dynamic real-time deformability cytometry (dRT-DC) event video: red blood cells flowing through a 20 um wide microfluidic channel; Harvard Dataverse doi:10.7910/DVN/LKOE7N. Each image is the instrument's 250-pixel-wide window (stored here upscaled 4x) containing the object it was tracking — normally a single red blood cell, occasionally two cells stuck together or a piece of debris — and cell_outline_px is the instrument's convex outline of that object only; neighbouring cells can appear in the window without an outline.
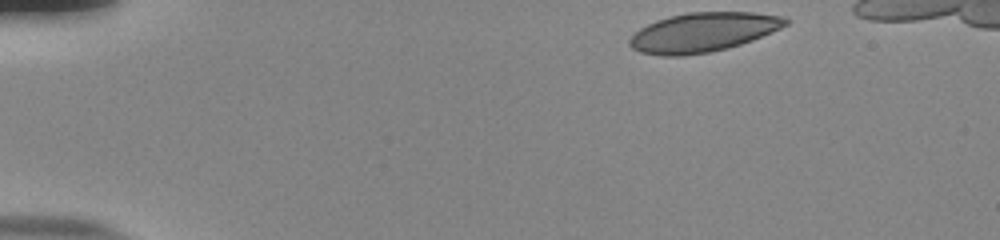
{"species": "human", "species_latin": "Homo sapiens", "temperature_condition": "room temperature", "stored_images_in_passage": 41, "camera_frame_rate_fps": 3000, "um_per_image_px": 0.085, "donor": {"sex": "male"}, "frame": {"image": 1, "passage_image": 1, "time_ms": 0.0, "image_size_px": [1000, 240], "cell_outline_px": [[788, 24], [780, 28], [752, 40], [728, 48], [708, 52], [684, 56], [664, 56], [640, 52], [632, 48], [628, 44], [628, 40], [640, 28], [656, 20], [668, 16], [688, 12], [752, 12], [784, 16], [788, 20]], "centroid_in_image_um": [59.74, 2.74], "position_along_channel_um": 25.3, "area_um2": 35.66}}
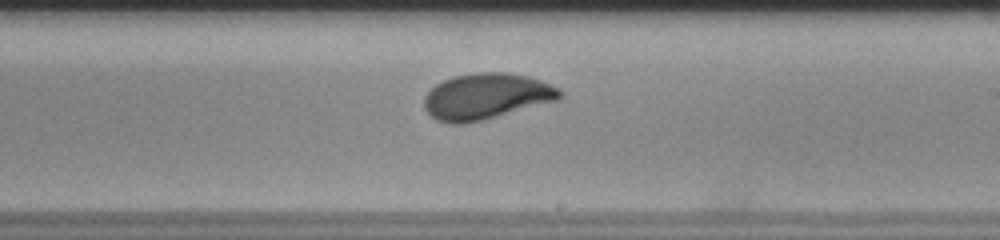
{"frame": {"image": 2, "passage_image": 26, "time_ms": 8.333, "image_size_px": [1000, 240], "cell_outline_px": [[564, 96], [556, 100], [480, 120], [464, 124], [452, 124], [436, 120], [424, 108], [424, 96], [436, 84], [444, 80], [456, 76], [480, 72], [504, 72], [528, 76], [540, 80], [560, 88], [564, 92]], "centroid_in_image_um": [41.33, 8.18], "position_along_channel_um": 247.7, "area_um2": 35.95}}
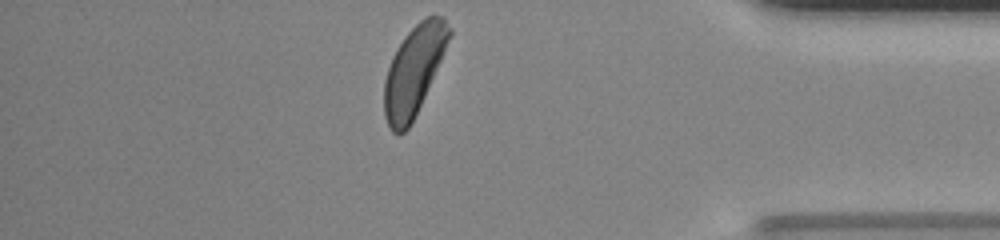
{"frame": {"image": 3, "passage_image": 40, "time_ms": 13.0, "image_size_px": [1000, 240], "cell_outline_px": [[452, 32], [440, 60], [424, 96], [408, 128], [400, 136], [396, 136], [392, 132], [384, 116], [384, 80], [392, 56], [396, 48], [404, 36], [420, 20], [432, 12], [444, 16], [452, 28]], "centroid_in_image_um": [35.16, 5.95], "position_along_channel_um": 400.0, "area_um2": 33.58}, "authors_computed_cell_mechanics": {"area_um2": 35.6626, "velocity_mm_per_s": 3.832, "shape_relaxation_time_tau1_ms": 3.8398, "shape_relaxation_time_tau2_ms": null, "deformation_change_tau1": 0.1457, "deformation_change_tau2": null}}